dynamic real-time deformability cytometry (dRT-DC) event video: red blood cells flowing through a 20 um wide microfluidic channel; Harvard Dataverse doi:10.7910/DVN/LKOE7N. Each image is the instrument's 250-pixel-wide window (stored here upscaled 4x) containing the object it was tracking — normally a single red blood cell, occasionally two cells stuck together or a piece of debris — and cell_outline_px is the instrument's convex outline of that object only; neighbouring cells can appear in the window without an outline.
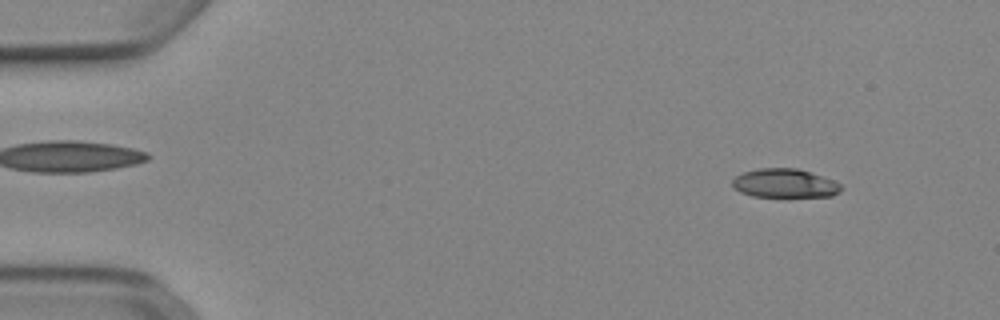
{"species": "Egyptian fruit bat (a non-hibernating species)", "species_latin": "Rousettus aegyptiacus", "temperature_condition": "cold", "stored_images_in_passage": 52, "camera_frame_rate_fps": 3000, "um_per_image_px": 0.085, "animal": {"sex": "female"}, "frame": {"image": 1, "passage_image": 5, "time_ms": 1.333, "image_size_px": [1000, 320], "cell_outline_px": [[844, 188], [840, 192], [832, 196], [752, 196], [740, 192], [732, 188], [732, 180], [736, 176], [744, 172], [760, 168], [796, 168], [832, 180], [840, 184]], "centroid_in_image_um": [66.67, 15.58], "position_along_channel_um": 18.3, "area_um2": 18.09}}
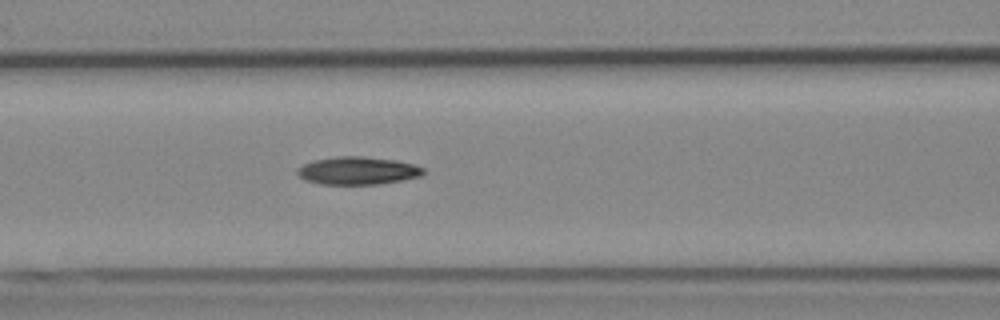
{"frame": {"image": 2, "passage_image": 22, "time_ms": 7.0, "image_size_px": [1000, 320], "cell_outline_px": [[424, 172], [420, 176], [404, 180], [380, 184], [320, 184], [304, 180], [296, 172], [296, 168], [312, 160], [336, 156], [364, 156], [396, 160], [412, 164], [424, 168]], "centroid_in_image_um": [30.38, 14.5], "position_along_channel_um": 136.2, "area_um2": 20.58}}
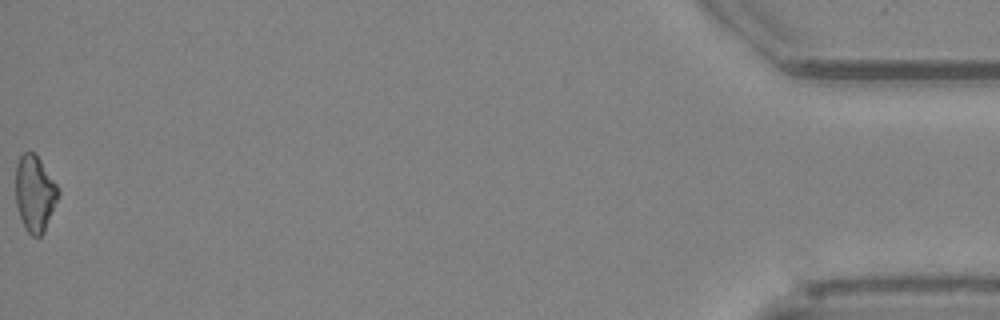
{"frame": {"image": 3, "passage_image": 52, "time_ms": 17.0, "image_size_px": [1000, 320], "cell_outline_px": [[60, 192], [44, 232], [40, 236], [32, 236], [24, 228], [16, 204], [16, 164], [20, 156], [24, 152], [36, 152], [56, 184]], "centroid_in_image_um": [2.95, 16.43], "position_along_channel_um": 432.3, "area_um2": 18.84}, "authors_computed_cell_mechanics": {"area_um2": 19.363, "velocity_mm_per_s": 3.909, "shape_relaxation_time_tau1_ms": 9.0541, "shape_relaxation_time_tau2_ms": null, "deformation_change_tau1": 0.1961, "deformation_change_tau2": null}}